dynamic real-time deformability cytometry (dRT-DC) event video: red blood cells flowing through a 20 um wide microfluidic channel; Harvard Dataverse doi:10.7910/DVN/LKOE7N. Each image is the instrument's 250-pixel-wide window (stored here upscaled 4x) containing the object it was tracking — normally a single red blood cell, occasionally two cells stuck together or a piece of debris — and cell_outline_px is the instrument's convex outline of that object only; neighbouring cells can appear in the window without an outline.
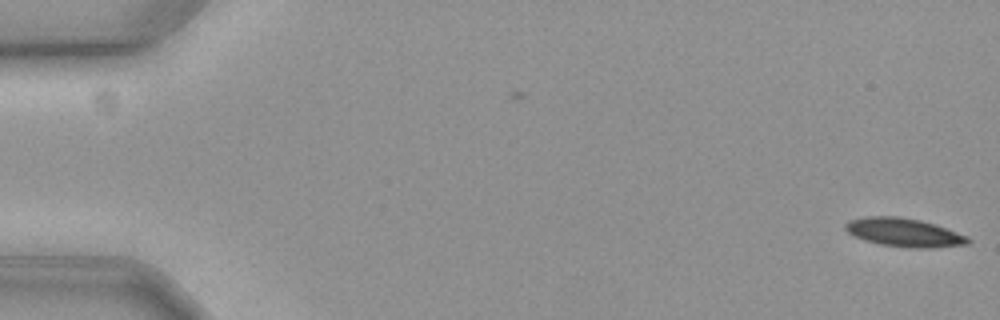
{"species": "common noctule bat (a hibernating species)", "species_latin": "Nyctalus noctula", "temperature_condition": "cold", "stored_images_in_passage": 2, "camera_frame_rate_fps": 3000, "um_per_image_px": 0.085, "animal": {"sex": "female", "body_mass_g": 19.3, "forearm_length_mm": 54.1}, "frame": {"image": 1, "passage_image": 2, "time_ms": 0.333, "image_size_px": [1000, 320], "cell_outline_px": [[972, 240], [968, 244], [928, 248], [912, 248], [880, 244], [864, 240], [848, 232], [844, 228], [844, 224], [848, 220], [868, 216], [896, 216], [920, 220], [936, 224], [968, 236]], "centroid_in_image_um": [76.86, 19.75], "position_along_channel_um": 8.1, "area_um2": 20.4}}